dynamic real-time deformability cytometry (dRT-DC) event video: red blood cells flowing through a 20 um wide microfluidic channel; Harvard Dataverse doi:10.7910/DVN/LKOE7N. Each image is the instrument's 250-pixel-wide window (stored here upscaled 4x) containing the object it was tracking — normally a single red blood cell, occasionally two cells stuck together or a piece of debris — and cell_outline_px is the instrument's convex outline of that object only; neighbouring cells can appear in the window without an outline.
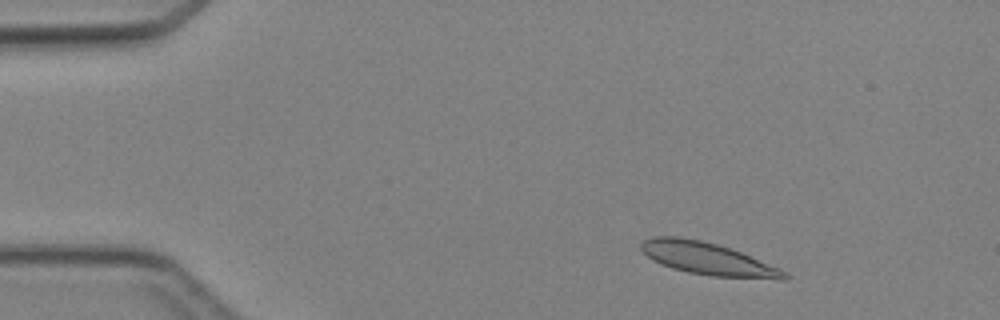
{"species": "Egyptian fruit bat (a non-hibernating species)", "species_latin": "Rousettus aegyptiacus", "temperature_condition": "cold", "stored_images_in_passage": 4, "camera_frame_rate_fps": 3000, "um_per_image_px": 0.085, "animal": {"sex": "female"}, "frame": {"image": 1, "passage_image": 2, "time_ms": 1.0, "image_size_px": [1000, 320], "cell_outline_px": [[792, 276], [788, 280], [780, 280], [712, 276], [688, 272], [672, 268], [660, 264], [652, 260], [640, 248], [640, 244], [644, 240], [652, 236], [680, 236], [700, 240], [732, 248], [780, 268], [788, 272]], "centroid_in_image_um": [60.22, 22.0], "position_along_channel_um": 24.8, "area_um2": 27.46}}
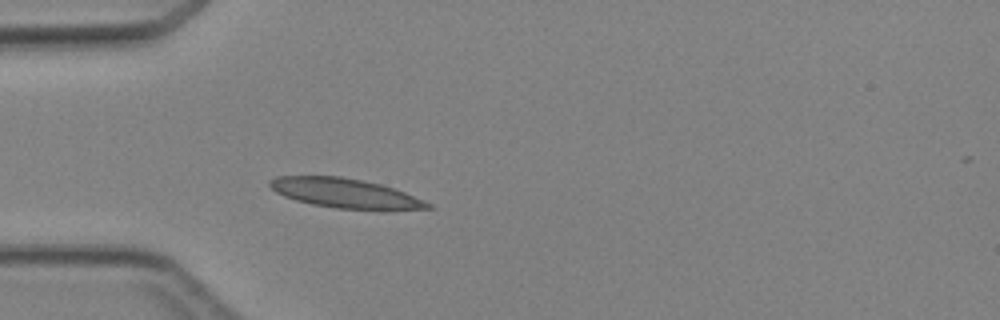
{"frame": {"image": 2, "passage_image": 4, "time_ms": 3.333, "image_size_px": [1000, 320], "cell_outline_px": [[432, 208], [336, 208], [312, 204], [296, 200], [284, 196], [276, 192], [268, 184], [268, 180], [276, 176], [340, 176], [364, 180], [380, 184], [404, 192], [432, 204]], "centroid_in_image_um": [29.22, 16.38], "position_along_channel_um": 55.8, "area_um2": 26.36}}